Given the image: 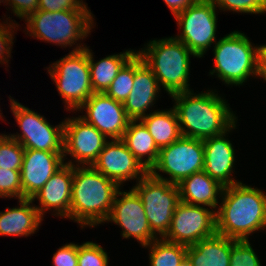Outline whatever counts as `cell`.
Returning <instances> with one entry per match:
<instances>
[{"instance_id": "6da1fadb", "label": "cell", "mask_w": 266, "mask_h": 266, "mask_svg": "<svg viewBox=\"0 0 266 266\" xmlns=\"http://www.w3.org/2000/svg\"><path fill=\"white\" fill-rule=\"evenodd\" d=\"M178 116L182 136L206 139L224 134L238 117L230 104L216 90H194L170 96Z\"/></svg>"}, {"instance_id": "7a4b0ae2", "label": "cell", "mask_w": 266, "mask_h": 266, "mask_svg": "<svg viewBox=\"0 0 266 266\" xmlns=\"http://www.w3.org/2000/svg\"><path fill=\"white\" fill-rule=\"evenodd\" d=\"M266 229V193L243 182L223 188L216 210L217 234L234 240Z\"/></svg>"}, {"instance_id": "3957f363", "label": "cell", "mask_w": 266, "mask_h": 266, "mask_svg": "<svg viewBox=\"0 0 266 266\" xmlns=\"http://www.w3.org/2000/svg\"><path fill=\"white\" fill-rule=\"evenodd\" d=\"M121 187L92 166H74L69 220L81 229L105 223Z\"/></svg>"}, {"instance_id": "277c9868", "label": "cell", "mask_w": 266, "mask_h": 266, "mask_svg": "<svg viewBox=\"0 0 266 266\" xmlns=\"http://www.w3.org/2000/svg\"><path fill=\"white\" fill-rule=\"evenodd\" d=\"M93 17L91 10H38L25 19L24 32L36 40L53 43L61 48H72L76 45L71 52L80 51L87 47L81 41L85 40L96 26Z\"/></svg>"}, {"instance_id": "5b68a950", "label": "cell", "mask_w": 266, "mask_h": 266, "mask_svg": "<svg viewBox=\"0 0 266 266\" xmlns=\"http://www.w3.org/2000/svg\"><path fill=\"white\" fill-rule=\"evenodd\" d=\"M137 54L152 70L160 88L169 96L191 91L190 58H197L181 41L174 37L150 40Z\"/></svg>"}, {"instance_id": "8992f818", "label": "cell", "mask_w": 266, "mask_h": 266, "mask_svg": "<svg viewBox=\"0 0 266 266\" xmlns=\"http://www.w3.org/2000/svg\"><path fill=\"white\" fill-rule=\"evenodd\" d=\"M215 75L227 86H243L250 77L257 79V44L242 31L226 34L212 47Z\"/></svg>"}, {"instance_id": "52a82bcc", "label": "cell", "mask_w": 266, "mask_h": 266, "mask_svg": "<svg viewBox=\"0 0 266 266\" xmlns=\"http://www.w3.org/2000/svg\"><path fill=\"white\" fill-rule=\"evenodd\" d=\"M64 108L77 111L94 93L90 81L88 46L80 51L69 52L47 68Z\"/></svg>"}, {"instance_id": "ba28073f", "label": "cell", "mask_w": 266, "mask_h": 266, "mask_svg": "<svg viewBox=\"0 0 266 266\" xmlns=\"http://www.w3.org/2000/svg\"><path fill=\"white\" fill-rule=\"evenodd\" d=\"M218 11L210 0H198L174 16L180 34L173 37L181 41L197 58H203L211 45L214 46L218 41Z\"/></svg>"}, {"instance_id": "9c48e42d", "label": "cell", "mask_w": 266, "mask_h": 266, "mask_svg": "<svg viewBox=\"0 0 266 266\" xmlns=\"http://www.w3.org/2000/svg\"><path fill=\"white\" fill-rule=\"evenodd\" d=\"M132 189L140 197L152 232L163 238L169 230L173 213L180 203L178 186L158 179L149 172Z\"/></svg>"}, {"instance_id": "30bf717a", "label": "cell", "mask_w": 266, "mask_h": 266, "mask_svg": "<svg viewBox=\"0 0 266 266\" xmlns=\"http://www.w3.org/2000/svg\"><path fill=\"white\" fill-rule=\"evenodd\" d=\"M204 159L203 140L181 136L159 150L157 161L149 173L158 179L178 185L186 177L202 171ZM161 172L169 178L160 174Z\"/></svg>"}, {"instance_id": "8fae6325", "label": "cell", "mask_w": 266, "mask_h": 266, "mask_svg": "<svg viewBox=\"0 0 266 266\" xmlns=\"http://www.w3.org/2000/svg\"><path fill=\"white\" fill-rule=\"evenodd\" d=\"M10 111L15 117L21 133L9 134L24 149H36L48 152H63L64 120L58 125L50 124L38 112L22 105L9 95Z\"/></svg>"}, {"instance_id": "7c38bea8", "label": "cell", "mask_w": 266, "mask_h": 266, "mask_svg": "<svg viewBox=\"0 0 266 266\" xmlns=\"http://www.w3.org/2000/svg\"><path fill=\"white\" fill-rule=\"evenodd\" d=\"M217 234L216 211L180 201L173 213L171 225L163 239L191 246Z\"/></svg>"}, {"instance_id": "4fadbf2b", "label": "cell", "mask_w": 266, "mask_h": 266, "mask_svg": "<svg viewBox=\"0 0 266 266\" xmlns=\"http://www.w3.org/2000/svg\"><path fill=\"white\" fill-rule=\"evenodd\" d=\"M64 119V161L72 166H92L108 139L93 125L79 117ZM73 161V162H72Z\"/></svg>"}, {"instance_id": "5bb4252c", "label": "cell", "mask_w": 266, "mask_h": 266, "mask_svg": "<svg viewBox=\"0 0 266 266\" xmlns=\"http://www.w3.org/2000/svg\"><path fill=\"white\" fill-rule=\"evenodd\" d=\"M105 222L118 225L124 239L133 237L142 247L158 238L150 228L140 197L132 188L117 192Z\"/></svg>"}, {"instance_id": "9a60e30c", "label": "cell", "mask_w": 266, "mask_h": 266, "mask_svg": "<svg viewBox=\"0 0 266 266\" xmlns=\"http://www.w3.org/2000/svg\"><path fill=\"white\" fill-rule=\"evenodd\" d=\"M78 111H82V114L85 111L79 117L93 125L108 140L122 139L130 122L123 103L115 101L106 93H93Z\"/></svg>"}, {"instance_id": "2e32d148", "label": "cell", "mask_w": 266, "mask_h": 266, "mask_svg": "<svg viewBox=\"0 0 266 266\" xmlns=\"http://www.w3.org/2000/svg\"><path fill=\"white\" fill-rule=\"evenodd\" d=\"M92 167L122 188L126 181L137 183L149 172L122 139L108 140Z\"/></svg>"}, {"instance_id": "e0dca14e", "label": "cell", "mask_w": 266, "mask_h": 266, "mask_svg": "<svg viewBox=\"0 0 266 266\" xmlns=\"http://www.w3.org/2000/svg\"><path fill=\"white\" fill-rule=\"evenodd\" d=\"M63 152L25 149L20 169L23 199H31L63 165Z\"/></svg>"}, {"instance_id": "ac0fdd59", "label": "cell", "mask_w": 266, "mask_h": 266, "mask_svg": "<svg viewBox=\"0 0 266 266\" xmlns=\"http://www.w3.org/2000/svg\"><path fill=\"white\" fill-rule=\"evenodd\" d=\"M73 175L74 166L65 163L31 198L34 202L39 201V205L34 206L43 219L48 211H52L53 216L69 219Z\"/></svg>"}, {"instance_id": "d6986e66", "label": "cell", "mask_w": 266, "mask_h": 266, "mask_svg": "<svg viewBox=\"0 0 266 266\" xmlns=\"http://www.w3.org/2000/svg\"><path fill=\"white\" fill-rule=\"evenodd\" d=\"M236 127L237 122L224 134L203 139L205 157L203 170L224 187L242 182L233 178L237 156L232 141L228 138L229 133L237 129Z\"/></svg>"}, {"instance_id": "ffe728a7", "label": "cell", "mask_w": 266, "mask_h": 266, "mask_svg": "<svg viewBox=\"0 0 266 266\" xmlns=\"http://www.w3.org/2000/svg\"><path fill=\"white\" fill-rule=\"evenodd\" d=\"M133 88L123 106L130 120H141L156 104L161 91L158 80L143 59L135 54V76ZM158 97V98H157Z\"/></svg>"}, {"instance_id": "44dd1931", "label": "cell", "mask_w": 266, "mask_h": 266, "mask_svg": "<svg viewBox=\"0 0 266 266\" xmlns=\"http://www.w3.org/2000/svg\"><path fill=\"white\" fill-rule=\"evenodd\" d=\"M18 205L0 211V236L29 237L39 230L44 220L32 199H19Z\"/></svg>"}, {"instance_id": "7402d4cb", "label": "cell", "mask_w": 266, "mask_h": 266, "mask_svg": "<svg viewBox=\"0 0 266 266\" xmlns=\"http://www.w3.org/2000/svg\"><path fill=\"white\" fill-rule=\"evenodd\" d=\"M180 201L217 210L224 186L204 170L186 177L178 185ZM219 195V196H218Z\"/></svg>"}, {"instance_id": "603a6c76", "label": "cell", "mask_w": 266, "mask_h": 266, "mask_svg": "<svg viewBox=\"0 0 266 266\" xmlns=\"http://www.w3.org/2000/svg\"><path fill=\"white\" fill-rule=\"evenodd\" d=\"M231 239L219 234L187 246L191 266H230Z\"/></svg>"}, {"instance_id": "cb8c5ba5", "label": "cell", "mask_w": 266, "mask_h": 266, "mask_svg": "<svg viewBox=\"0 0 266 266\" xmlns=\"http://www.w3.org/2000/svg\"><path fill=\"white\" fill-rule=\"evenodd\" d=\"M89 48L88 46L90 81L94 93H105L118 72L137 53V50L127 49L95 61L93 50Z\"/></svg>"}, {"instance_id": "d4e9b609", "label": "cell", "mask_w": 266, "mask_h": 266, "mask_svg": "<svg viewBox=\"0 0 266 266\" xmlns=\"http://www.w3.org/2000/svg\"><path fill=\"white\" fill-rule=\"evenodd\" d=\"M122 140L130 152L149 171L156 163L159 148L141 120H130Z\"/></svg>"}, {"instance_id": "484cf974", "label": "cell", "mask_w": 266, "mask_h": 266, "mask_svg": "<svg viewBox=\"0 0 266 266\" xmlns=\"http://www.w3.org/2000/svg\"><path fill=\"white\" fill-rule=\"evenodd\" d=\"M141 121L147 127L159 149L169 146L182 136L174 107L166 110L156 109Z\"/></svg>"}, {"instance_id": "4316f807", "label": "cell", "mask_w": 266, "mask_h": 266, "mask_svg": "<svg viewBox=\"0 0 266 266\" xmlns=\"http://www.w3.org/2000/svg\"><path fill=\"white\" fill-rule=\"evenodd\" d=\"M143 248L149 250V266H180L187 254V246L163 238H157Z\"/></svg>"}, {"instance_id": "83f0119b", "label": "cell", "mask_w": 266, "mask_h": 266, "mask_svg": "<svg viewBox=\"0 0 266 266\" xmlns=\"http://www.w3.org/2000/svg\"><path fill=\"white\" fill-rule=\"evenodd\" d=\"M134 76L135 55L118 72L105 93L112 97L115 101L124 103L133 88Z\"/></svg>"}, {"instance_id": "f1b7e54d", "label": "cell", "mask_w": 266, "mask_h": 266, "mask_svg": "<svg viewBox=\"0 0 266 266\" xmlns=\"http://www.w3.org/2000/svg\"><path fill=\"white\" fill-rule=\"evenodd\" d=\"M24 150L23 146L8 134H0V168L20 171Z\"/></svg>"}, {"instance_id": "f546056e", "label": "cell", "mask_w": 266, "mask_h": 266, "mask_svg": "<svg viewBox=\"0 0 266 266\" xmlns=\"http://www.w3.org/2000/svg\"><path fill=\"white\" fill-rule=\"evenodd\" d=\"M109 257L104 248L93 241L78 243V266H108Z\"/></svg>"}, {"instance_id": "4dcf8cb0", "label": "cell", "mask_w": 266, "mask_h": 266, "mask_svg": "<svg viewBox=\"0 0 266 266\" xmlns=\"http://www.w3.org/2000/svg\"><path fill=\"white\" fill-rule=\"evenodd\" d=\"M214 6L222 11L243 14H265L266 0H210Z\"/></svg>"}, {"instance_id": "1f68e13d", "label": "cell", "mask_w": 266, "mask_h": 266, "mask_svg": "<svg viewBox=\"0 0 266 266\" xmlns=\"http://www.w3.org/2000/svg\"><path fill=\"white\" fill-rule=\"evenodd\" d=\"M249 241L231 239L230 266H262Z\"/></svg>"}, {"instance_id": "d6a6232c", "label": "cell", "mask_w": 266, "mask_h": 266, "mask_svg": "<svg viewBox=\"0 0 266 266\" xmlns=\"http://www.w3.org/2000/svg\"><path fill=\"white\" fill-rule=\"evenodd\" d=\"M0 198L23 199L20 171L0 168Z\"/></svg>"}, {"instance_id": "836d02e7", "label": "cell", "mask_w": 266, "mask_h": 266, "mask_svg": "<svg viewBox=\"0 0 266 266\" xmlns=\"http://www.w3.org/2000/svg\"><path fill=\"white\" fill-rule=\"evenodd\" d=\"M5 21L0 22V64H6V67H8L9 58L12 56L14 34L19 29L20 24L16 23L15 20H11L10 16Z\"/></svg>"}, {"instance_id": "e575fe53", "label": "cell", "mask_w": 266, "mask_h": 266, "mask_svg": "<svg viewBox=\"0 0 266 266\" xmlns=\"http://www.w3.org/2000/svg\"><path fill=\"white\" fill-rule=\"evenodd\" d=\"M83 0H39L38 10L58 12L62 10H90Z\"/></svg>"}, {"instance_id": "d590c367", "label": "cell", "mask_w": 266, "mask_h": 266, "mask_svg": "<svg viewBox=\"0 0 266 266\" xmlns=\"http://www.w3.org/2000/svg\"><path fill=\"white\" fill-rule=\"evenodd\" d=\"M53 266H78V244L66 243L52 257Z\"/></svg>"}, {"instance_id": "8d00e7d4", "label": "cell", "mask_w": 266, "mask_h": 266, "mask_svg": "<svg viewBox=\"0 0 266 266\" xmlns=\"http://www.w3.org/2000/svg\"><path fill=\"white\" fill-rule=\"evenodd\" d=\"M6 6L11 10L15 17L21 20L27 19L31 14L38 11L39 0H6Z\"/></svg>"}, {"instance_id": "74e56055", "label": "cell", "mask_w": 266, "mask_h": 266, "mask_svg": "<svg viewBox=\"0 0 266 266\" xmlns=\"http://www.w3.org/2000/svg\"><path fill=\"white\" fill-rule=\"evenodd\" d=\"M266 81V44H257V79Z\"/></svg>"}, {"instance_id": "f35d334b", "label": "cell", "mask_w": 266, "mask_h": 266, "mask_svg": "<svg viewBox=\"0 0 266 266\" xmlns=\"http://www.w3.org/2000/svg\"><path fill=\"white\" fill-rule=\"evenodd\" d=\"M166 6L171 11L172 15L185 11L190 5L196 3L198 0H163Z\"/></svg>"}, {"instance_id": "ab89813d", "label": "cell", "mask_w": 266, "mask_h": 266, "mask_svg": "<svg viewBox=\"0 0 266 266\" xmlns=\"http://www.w3.org/2000/svg\"><path fill=\"white\" fill-rule=\"evenodd\" d=\"M180 266H191V264L187 259H185Z\"/></svg>"}, {"instance_id": "60d3db41", "label": "cell", "mask_w": 266, "mask_h": 266, "mask_svg": "<svg viewBox=\"0 0 266 266\" xmlns=\"http://www.w3.org/2000/svg\"><path fill=\"white\" fill-rule=\"evenodd\" d=\"M1 112H2V111H1V108H0V119H1L2 121H3V120L5 121V119L3 118V115H2L3 113H1Z\"/></svg>"}, {"instance_id": "b9f144b4", "label": "cell", "mask_w": 266, "mask_h": 266, "mask_svg": "<svg viewBox=\"0 0 266 266\" xmlns=\"http://www.w3.org/2000/svg\"><path fill=\"white\" fill-rule=\"evenodd\" d=\"M1 3L5 4L6 0H0V5H1Z\"/></svg>"}]
</instances>
